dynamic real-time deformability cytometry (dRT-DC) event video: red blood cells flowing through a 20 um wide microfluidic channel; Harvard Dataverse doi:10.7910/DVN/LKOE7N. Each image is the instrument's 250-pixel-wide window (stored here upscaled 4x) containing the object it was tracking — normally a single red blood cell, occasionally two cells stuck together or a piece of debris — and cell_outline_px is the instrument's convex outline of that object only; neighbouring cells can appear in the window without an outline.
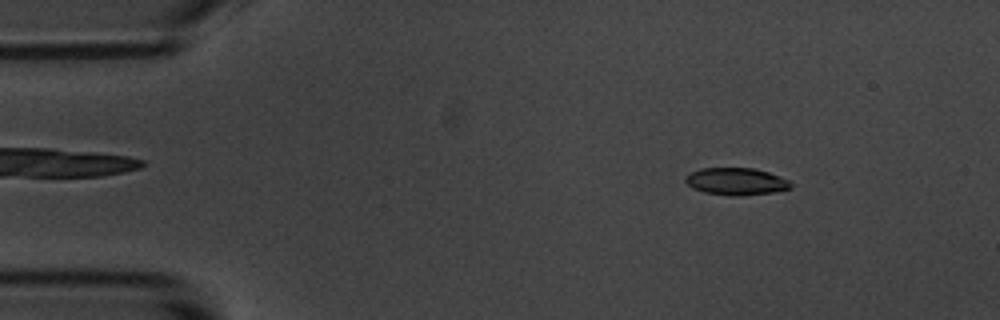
{"species": "common noctule bat (a hibernating species)", "species_latin": "Nyctalus noctula", "temperature_condition": "room temperature", "stored_images_in_passage": 54, "camera_frame_rate_fps": 3000, "um_per_image_px": 0.085, "animal": {"sex": "male", "body_mass_g": 20.1, "forearm_length_mm": 53.5}, "frame": {"image": 1, "passage_image": 6, "time_ms": 1.667, "image_size_px": [1000, 320], "cell_outline_px": [[792, 188], [772, 192], [740, 196], [732, 196], [704, 192], [692, 188], [684, 180], [684, 176], [700, 168], [752, 168], [768, 172], [788, 180], [792, 184]], "centroid_in_image_um": [62.55, 15.42], "position_along_channel_um": 22.5, "area_um2": 16.65}}
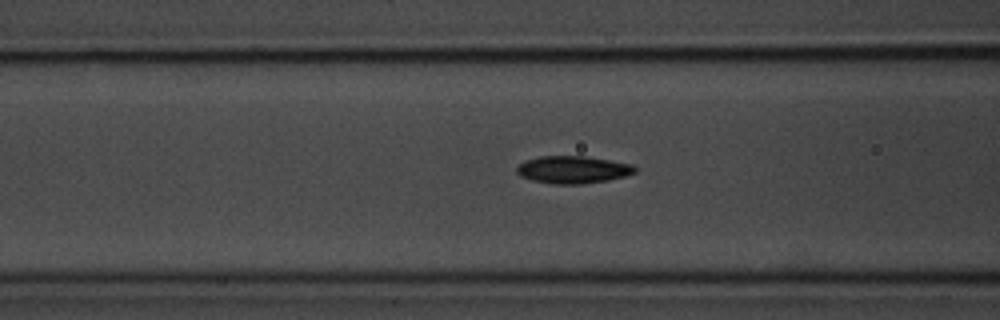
{"frame": {"image": 2, "passage_image": 20, "time_ms": 6.333, "image_size_px": [1000, 320], "cell_outline_px": [[636, 172], [624, 176], [608, 180], [580, 184], [552, 184], [532, 180], [520, 176], [516, 172], [516, 168], [524, 160], [540, 156], [584, 156], [632, 164], [636, 168]], "centroid_in_image_um": [48.66, 14.42], "position_along_channel_um": 117.9, "area_um2": 18.84}}
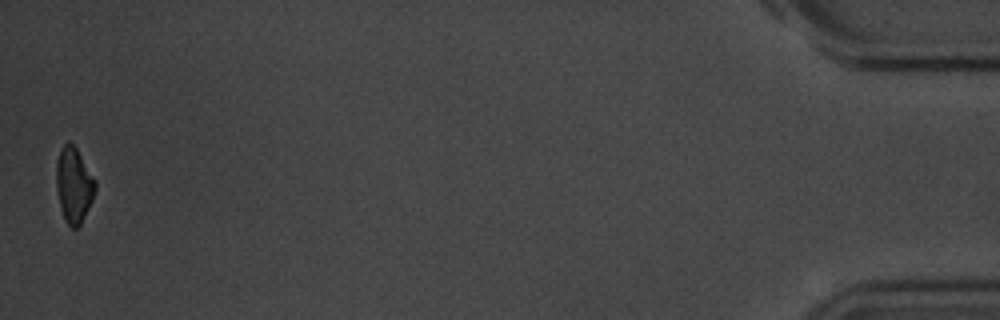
{"frame": {"image": 3, "passage_image": 54, "time_ms": 17.667, "image_size_px": [1000, 320], "cell_outline_px": [[96, 188], [92, 200], [80, 224], [76, 228], [72, 228], [64, 220], [60, 208], [56, 188], [56, 160], [60, 148], [68, 140], [76, 148], [96, 180]], "centroid_in_image_um": [6.25, 15.7], "position_along_channel_um": 428.9, "area_um2": 17.17}, "authors_computed_cell_mechanics": {"area_um2": 17.8891, "velocity_mm_per_s": 3.5814, "shape_relaxation_time_tau1_ms": 2.2437, "shape_relaxation_time_tau2_ms": 4.05, "deformation_change_tau1": 0.1159, "deformation_change_tau2": 0.0926}}